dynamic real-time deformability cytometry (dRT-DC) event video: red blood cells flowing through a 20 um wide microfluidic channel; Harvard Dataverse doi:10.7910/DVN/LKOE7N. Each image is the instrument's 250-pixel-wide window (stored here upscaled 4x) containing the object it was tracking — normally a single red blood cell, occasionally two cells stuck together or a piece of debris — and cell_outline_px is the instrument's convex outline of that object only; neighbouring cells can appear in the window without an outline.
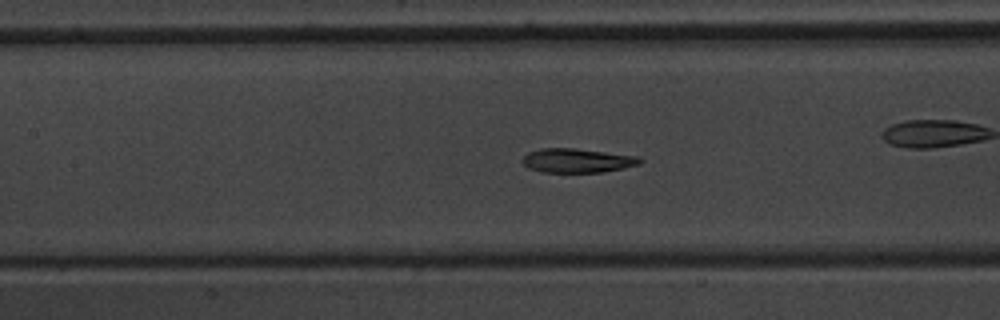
{"species": "common noctule bat (a hibernating species)", "species_latin": "Nyctalus noctula", "temperature_condition": "warm", "stored_images_in_passage": 40, "camera_frame_rate_fps": 3000, "um_per_image_px": 0.085, "animal": {"sex": "male", "body_mass_g": 20.1, "forearm_length_mm": 53.5}, "frame": {"image": 1, "passage_image": 10, "time_ms": 3.0, "image_size_px": [1000, 320], "cell_outline_px": [[644, 160], [640, 164], [624, 168], [604, 172], [544, 172], [528, 168], [520, 160], [528, 152], [540, 148], [576, 148], [640, 156]], "centroid_in_image_um": [49.1, 13.64], "position_along_channel_um": 158.3, "area_um2": 16.76}}
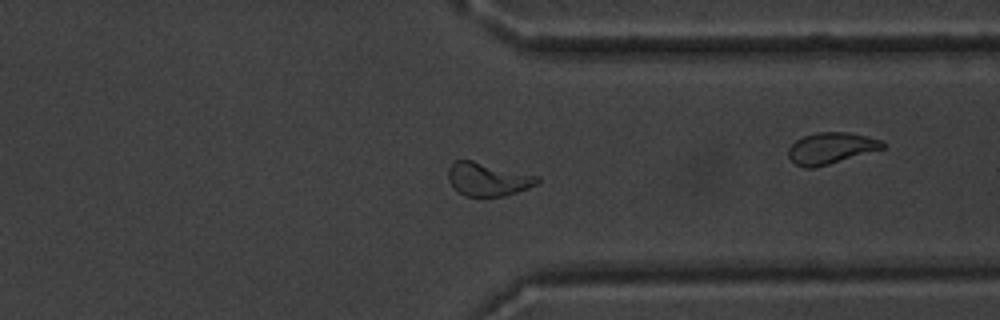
{"frame": {"image": 2, "passage_image": 27, "time_ms": 8.667, "image_size_px": [1000, 320], "cell_outline_px": [[540, 180], [536, 184], [528, 188], [504, 196], [464, 196], [456, 192], [448, 180], [448, 168], [452, 160], [472, 160], [540, 176]], "centroid_in_image_um": [41.43, 15.23], "position_along_channel_um": 370.0, "area_um2": 17.51}}
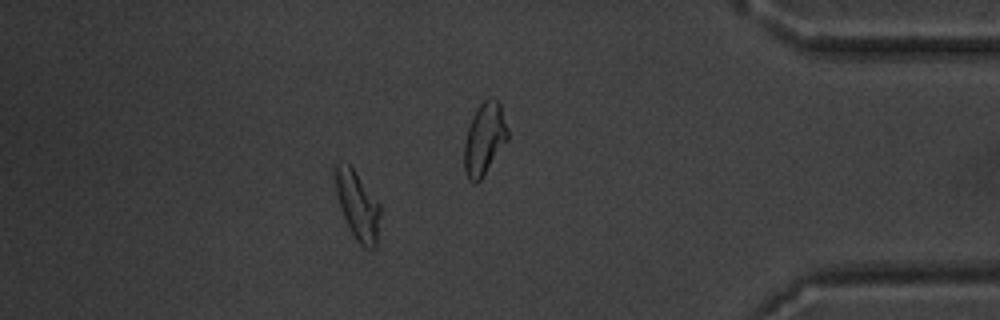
{"frame": {"image": 3, "passage_image": 33, "time_ms": 10.667, "image_size_px": [1000, 320], "cell_outline_px": [[380, 212], [376, 244], [372, 248], [364, 248], [356, 240], [344, 216], [336, 192], [336, 164], [340, 160], [348, 164], [356, 172], [380, 204]], "centroid_in_image_um": [30.41, 17.45], "position_along_channel_um": 404.8, "area_um2": 17.34}, "authors_computed_cell_mechanics": {"area_um2": 17.0221, "velocity_mm_per_s": 3.7517, "shape_relaxation_time_tau1_ms": 3.3062, "shape_relaxation_time_tau2_ms": 2.348, "deformation_change_tau1": 0.1553, "deformation_change_tau2": 0.0794}}